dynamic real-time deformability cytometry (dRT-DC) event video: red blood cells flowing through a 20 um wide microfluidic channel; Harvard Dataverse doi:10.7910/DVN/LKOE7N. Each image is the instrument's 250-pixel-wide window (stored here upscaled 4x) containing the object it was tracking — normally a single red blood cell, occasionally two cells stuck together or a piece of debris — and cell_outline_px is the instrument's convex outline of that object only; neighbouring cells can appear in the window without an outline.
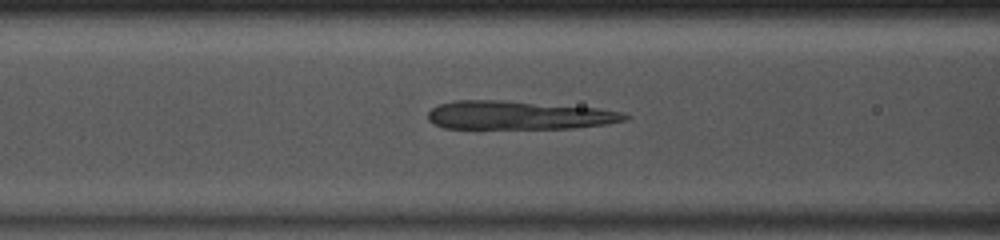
{"species": "common noctule bat (a hibernating species)", "species_latin": "Nyctalus noctula", "temperature_condition": "room temperature", "stored_images_in_passage": 49, "camera_frame_rate_fps": 3000, "um_per_image_px": 0.085, "animal": {"sex": "male", "body_mass_g": 13.0, "forearm_length_mm": 53.1}, "frame": {"image": 1, "passage_image": 20, "time_ms": 6.333, "image_size_px": [1000, 240], "cell_outline_px": [[632, 116], [628, 120], [608, 124], [572, 128], [444, 128], [432, 124], [428, 120], [428, 112], [432, 108], [440, 104], [456, 100], [500, 100], [596, 108], [624, 112]], "centroid_in_image_um": [44.11, 9.8], "position_along_channel_um": 122.5, "area_um2": 32.77}}
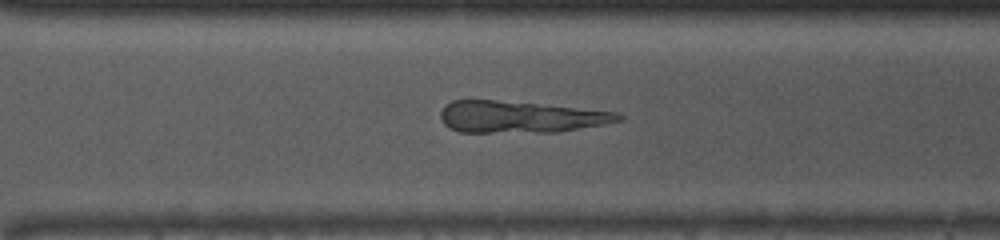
{"frame": {"image": 2, "passage_image": 35, "time_ms": 11.333, "image_size_px": [1000, 240], "cell_outline_px": [[624, 120], [604, 124], [556, 132], [460, 132], [448, 128], [444, 124], [440, 116], [440, 112], [444, 104], [452, 100], [496, 100], [616, 112], [624, 116]], "centroid_in_image_um": [44.16, 9.94], "position_along_channel_um": 326.4, "area_um2": 32.66}}